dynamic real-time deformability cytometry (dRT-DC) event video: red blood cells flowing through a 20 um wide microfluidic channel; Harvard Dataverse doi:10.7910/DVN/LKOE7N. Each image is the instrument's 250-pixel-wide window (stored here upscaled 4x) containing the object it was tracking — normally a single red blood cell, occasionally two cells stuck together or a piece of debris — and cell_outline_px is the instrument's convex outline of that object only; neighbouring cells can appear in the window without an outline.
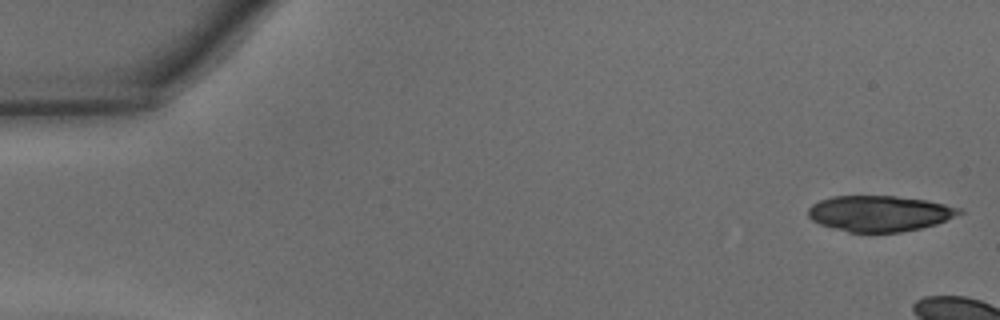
{"species": "common noctule bat (a hibernating species)", "species_latin": "Nyctalus noctula", "temperature_condition": "warm", "stored_images_in_passage": 8, "camera_frame_rate_fps": 3000, "um_per_image_px": 0.085, "animal": {"sex": "male", "body_mass_g": 15.6}, "frame": {"image": 1, "passage_image": 1, "time_ms": 0.0, "image_size_px": [1000, 320], "cell_outline_px": [[964, 212], [936, 224], [920, 228], [900, 232], [848, 232], [820, 224], [812, 220], [808, 216], [808, 208], [812, 204], [820, 200], [832, 196], [896, 196], [924, 200], [964, 208]], "centroid_in_image_um": [74.76, 18.14], "position_along_channel_um": 10.2, "area_um2": 31.44}}